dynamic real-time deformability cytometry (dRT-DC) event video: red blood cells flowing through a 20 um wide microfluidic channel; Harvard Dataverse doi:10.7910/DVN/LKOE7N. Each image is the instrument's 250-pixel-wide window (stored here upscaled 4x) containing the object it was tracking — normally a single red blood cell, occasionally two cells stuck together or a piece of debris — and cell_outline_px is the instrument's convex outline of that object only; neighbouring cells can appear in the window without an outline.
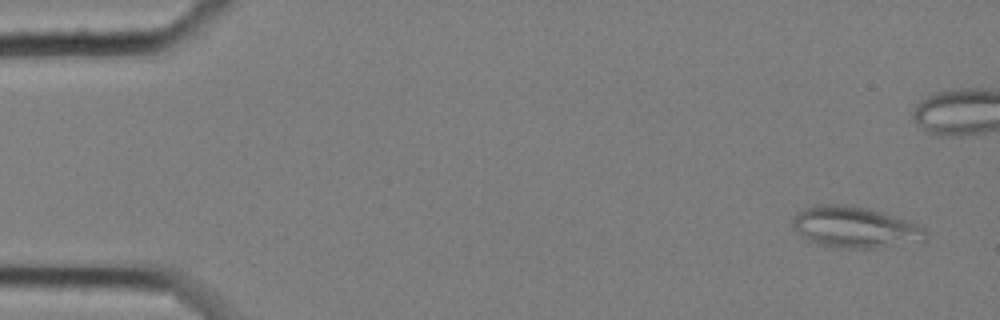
{"species": "common noctule bat (a hibernating species)", "species_latin": "Nyctalus noctula", "temperature_condition": "cold", "stored_images_in_passage": 57, "segment_of_instrument_passage": [1, 2], "camera_frame_rate_fps": 3000, "um_per_image_px": 0.085, "animal": {"sex": "female", "body_mass_g": 25.1}, "frame": {"image": 1, "passage_image": 1, "time_ms": 0.0, "image_size_px": [1000, 320], "cell_outline_px": [[924, 240], [872, 248], [848, 248], [816, 244], [808, 240], [792, 224], [792, 220], [804, 208], [820, 204], [836, 204], [868, 208], [916, 224], [924, 228]], "centroid_in_image_um": [72.62, 19.31], "position_along_channel_um": 12.4, "area_um2": 30.81}}